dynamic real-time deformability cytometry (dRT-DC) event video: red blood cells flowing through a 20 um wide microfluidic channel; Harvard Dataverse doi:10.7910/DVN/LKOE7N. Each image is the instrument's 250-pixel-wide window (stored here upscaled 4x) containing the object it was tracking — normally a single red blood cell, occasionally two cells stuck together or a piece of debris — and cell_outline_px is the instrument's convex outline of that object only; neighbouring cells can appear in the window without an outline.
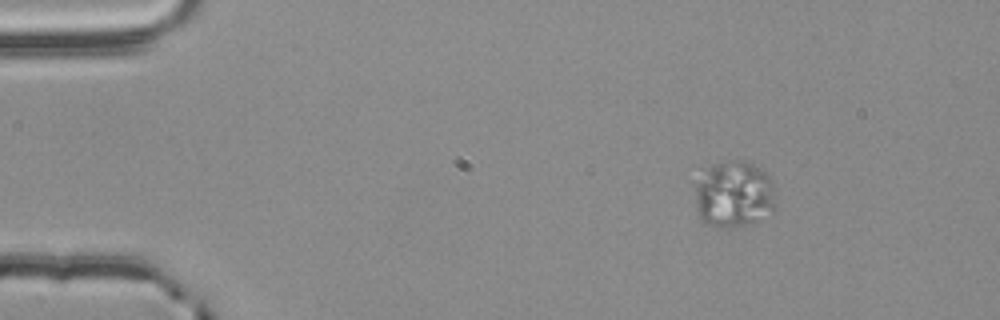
{"species": "common noctule bat (a hibernating species)", "species_latin": "Nyctalus noctula", "temperature_condition": "room temperature", "stored_images_in_passage": 57, "camera_frame_rate_fps": 3000, "um_per_image_px": 0.085, "animal": {"sex": "male", "body_mass_g": 20.4}, "frame": {"image": 1, "passage_image": 9, "time_ms": 2.667, "image_size_px": [1000, 320], "cell_outline_px": [[772, 212], [744, 224], [712, 224], [704, 220], [700, 216], [696, 208], [696, 188], [708, 168], [716, 164], [732, 160], [744, 160], [752, 164], [764, 172], [768, 176], [772, 184]], "centroid_in_image_um": [62.38, 16.45], "position_along_channel_um": 22.6, "area_um2": 29.36}}
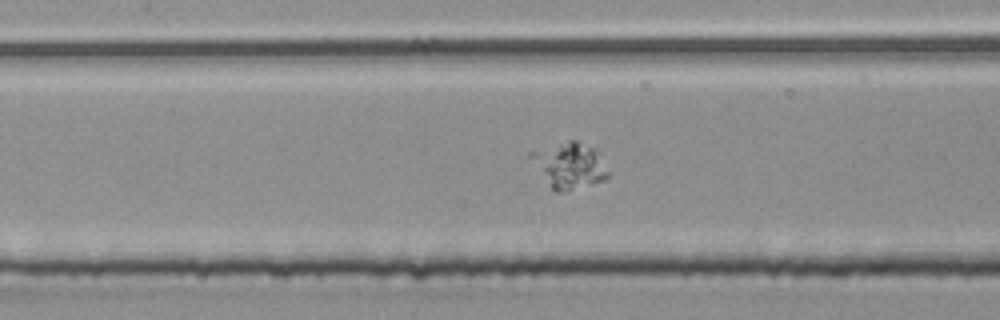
{"frame": {"image": 2, "passage_image": 27, "time_ms": 8.667, "image_size_px": [1000, 320], "cell_outline_px": [[608, 176], [604, 180], [568, 192], [556, 192], [552, 188], [544, 168], [556, 152], [568, 140], [576, 140], [596, 148], [600, 152], [608, 172]], "centroid_in_image_um": [48.92, 14.2], "position_along_channel_um": 158.5, "area_um2": 16.82}}
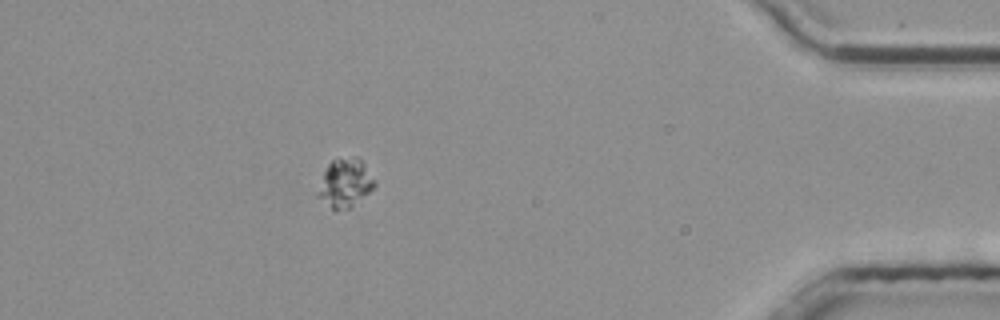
{"frame": {"image": 3, "passage_image": 51, "time_ms": 16.667, "image_size_px": [1000, 320], "cell_outline_px": [[376, 184], [352, 208], [336, 212], [316, 196], [324, 172], [328, 164], [332, 160], [352, 156], [356, 156], [364, 164], [376, 180]], "centroid_in_image_um": [29.33, 15.59], "position_along_channel_um": 405.9, "area_um2": 16.07}}